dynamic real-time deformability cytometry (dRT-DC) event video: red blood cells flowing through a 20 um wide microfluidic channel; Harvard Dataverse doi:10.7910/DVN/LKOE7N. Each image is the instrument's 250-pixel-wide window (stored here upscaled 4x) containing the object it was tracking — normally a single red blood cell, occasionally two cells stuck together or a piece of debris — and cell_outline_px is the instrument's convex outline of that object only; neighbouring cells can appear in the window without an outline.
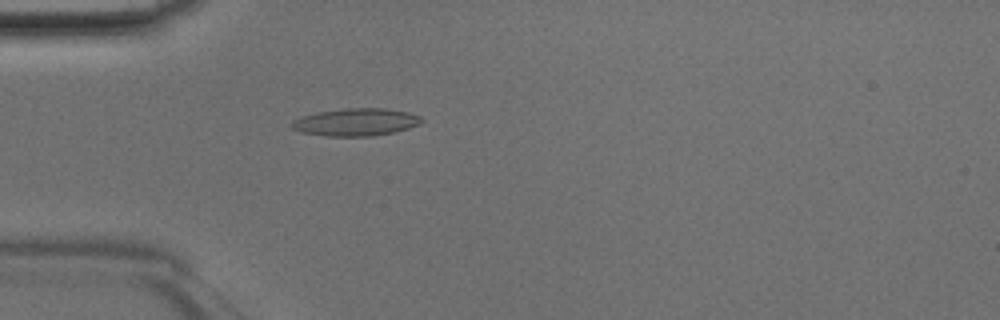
{"species": "Egyptian fruit bat (a non-hibernating species)", "species_latin": "Rousettus aegyptiacus", "temperature_condition": "room temperature", "stored_images_in_passage": 36, "camera_frame_rate_fps": 3000, "um_per_image_px": 0.085, "animal": {"sex": "male"}, "frame": {"image": 1, "passage_image": 3, "time_ms": 0.667, "image_size_px": [1000, 320], "cell_outline_px": [[424, 120], [420, 124], [396, 132], [372, 136], [328, 136], [300, 132], [292, 128], [288, 124], [292, 120], [316, 112], [344, 108], [388, 108], [408, 112], [420, 116]], "centroid_in_image_um": [30.25, 10.37], "position_along_channel_um": 54.7, "area_um2": 21.04}}
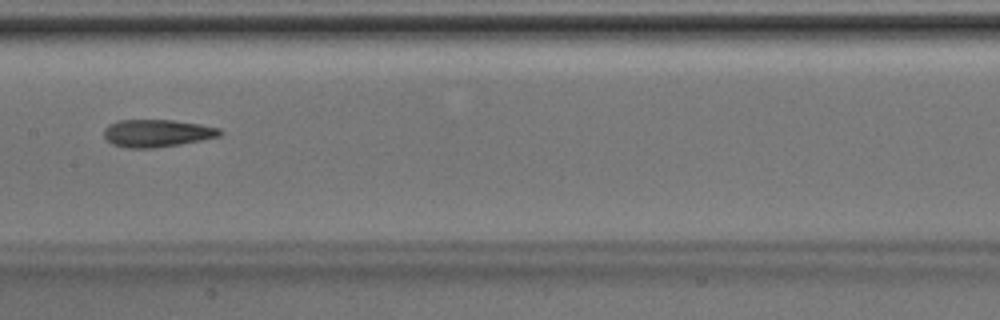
{"frame": {"image": 2, "passage_image": 13, "time_ms": 4.0, "image_size_px": [1000, 320], "cell_outline_px": [[224, 132], [220, 136], [180, 144], [152, 148], [128, 148], [112, 144], [104, 136], [104, 128], [108, 124], [116, 120], [172, 120], [200, 124], [220, 128]], "centroid_in_image_um": [13.34, 11.31], "position_along_channel_um": 194.1, "area_um2": 18.61}}
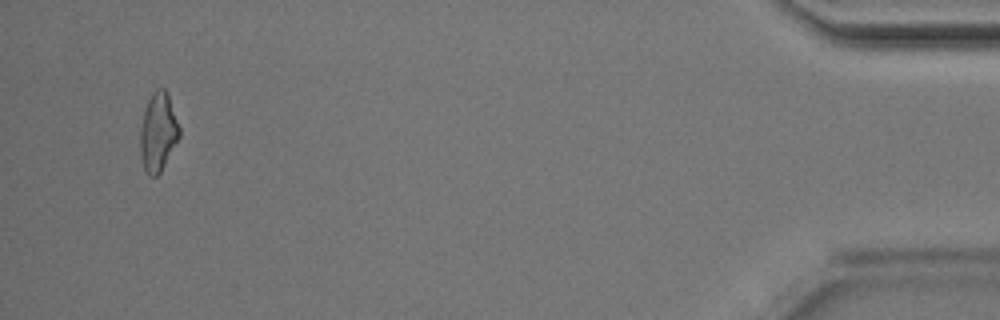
{"frame": {"image": 3, "passage_image": 34, "time_ms": 11.0, "image_size_px": [1000, 320], "cell_outline_px": [[180, 136], [160, 172], [156, 176], [148, 176], [144, 168], [140, 156], [140, 128], [144, 108], [152, 92], [156, 88], [164, 88], [168, 92], [180, 128]], "centroid_in_image_um": [13.43, 11.19], "position_along_channel_um": 421.8, "area_um2": 18.09}}